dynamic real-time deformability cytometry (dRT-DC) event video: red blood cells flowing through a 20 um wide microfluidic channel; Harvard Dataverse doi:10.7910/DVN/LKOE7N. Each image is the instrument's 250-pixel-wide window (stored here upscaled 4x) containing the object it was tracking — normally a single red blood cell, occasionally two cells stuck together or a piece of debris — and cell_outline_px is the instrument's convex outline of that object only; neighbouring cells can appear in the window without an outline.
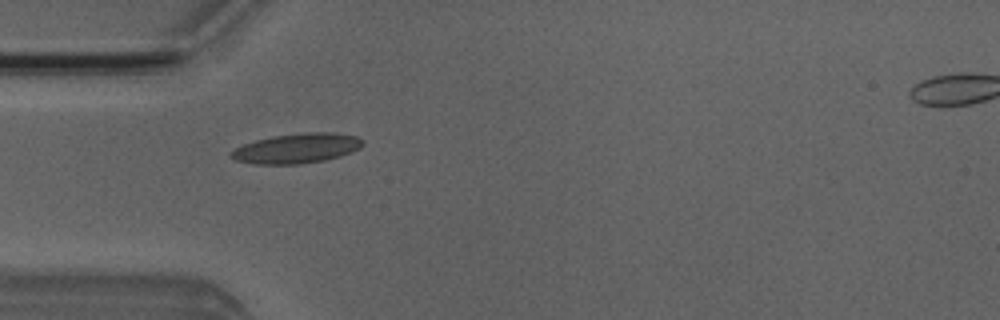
{"species": "Egyptian fruit bat (a non-hibernating species)", "species_latin": "Rousettus aegyptiacus", "temperature_condition": "room temperature", "stored_images_in_passage": 6, "camera_frame_rate_fps": 3000, "um_per_image_px": 0.085, "animal": {"sex": "male"}, "frame": {"image": 1, "passage_image": 5, "time_ms": 4.667, "image_size_px": [1000, 320], "cell_outline_px": [[364, 144], [360, 148], [352, 152], [340, 156], [324, 160], [300, 164], [252, 164], [232, 160], [228, 156], [228, 152], [244, 144], [256, 140], [272, 136], [308, 132], [332, 132], [360, 136], [364, 140]], "centroid_in_image_um": [25.22, 12.61], "position_along_channel_um": 59.8, "area_um2": 23.24}}